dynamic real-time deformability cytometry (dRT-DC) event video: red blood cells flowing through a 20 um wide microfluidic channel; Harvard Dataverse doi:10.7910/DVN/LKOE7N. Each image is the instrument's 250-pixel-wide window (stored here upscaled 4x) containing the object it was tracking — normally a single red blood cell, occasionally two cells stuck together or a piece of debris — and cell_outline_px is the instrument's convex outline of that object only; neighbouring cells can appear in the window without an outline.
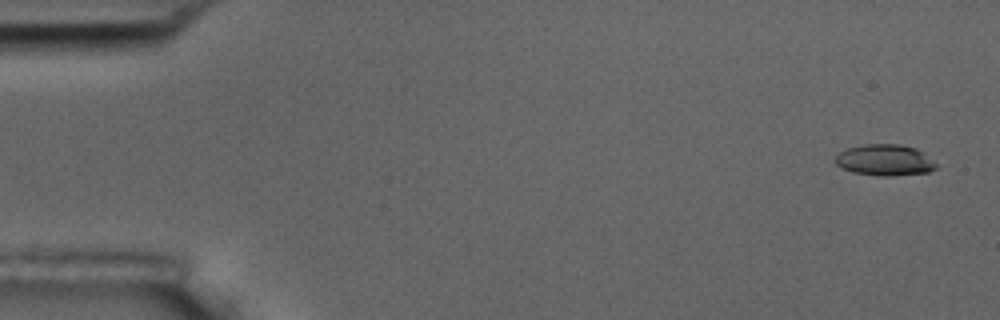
{"species": "common noctule bat (a hibernating species)", "species_latin": "Nyctalus noctula", "temperature_condition": "room temperature", "stored_images_in_passage": 7, "camera_frame_rate_fps": 3000, "um_per_image_px": 0.085, "animal": {"sex": "male", "body_mass_g": 17.5, "forearm_length_mm": 52.3}, "frame": {"image": 1, "passage_image": 1, "time_ms": 0.0, "image_size_px": [1000, 320], "cell_outline_px": [[936, 168], [928, 172], [892, 176], [880, 176], [852, 172], [836, 164], [836, 156], [840, 152], [848, 148], [864, 144], [900, 144], [916, 148], [924, 152], [936, 164]], "centroid_in_image_um": [75.23, 13.6], "position_along_channel_um": 9.8, "area_um2": 18.26}}
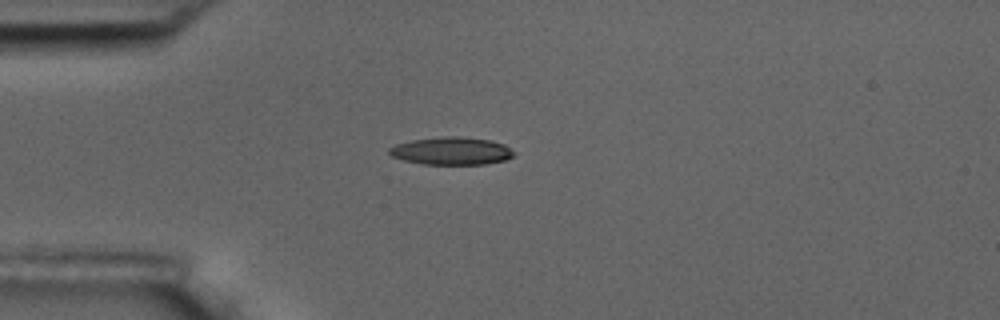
{"frame": {"image": 2, "passage_image": 5, "time_ms": 4.333, "image_size_px": [1000, 320], "cell_outline_px": [[516, 152], [512, 156], [504, 160], [484, 164], [424, 164], [404, 160], [392, 156], [388, 152], [388, 148], [396, 144], [412, 140], [440, 136], [460, 136], [488, 140], [504, 144]], "centroid_in_image_um": [38.36, 12.82], "position_along_channel_um": 46.6, "area_um2": 20.06}}
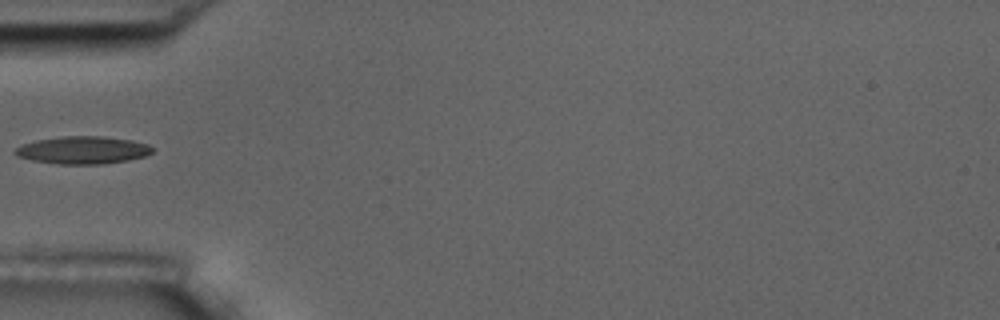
{"frame": {"image": 3, "passage_image": 6, "time_ms": 5.667, "image_size_px": [1000, 320], "cell_outline_px": [[152, 152], [144, 156], [128, 160], [100, 164], [60, 164], [32, 160], [16, 156], [12, 152], [20, 144], [36, 140], [64, 136], [104, 136], [132, 140], [148, 144], [152, 148]], "centroid_in_image_um": [7.0, 12.75], "position_along_channel_um": 78.0, "area_um2": 22.08}}